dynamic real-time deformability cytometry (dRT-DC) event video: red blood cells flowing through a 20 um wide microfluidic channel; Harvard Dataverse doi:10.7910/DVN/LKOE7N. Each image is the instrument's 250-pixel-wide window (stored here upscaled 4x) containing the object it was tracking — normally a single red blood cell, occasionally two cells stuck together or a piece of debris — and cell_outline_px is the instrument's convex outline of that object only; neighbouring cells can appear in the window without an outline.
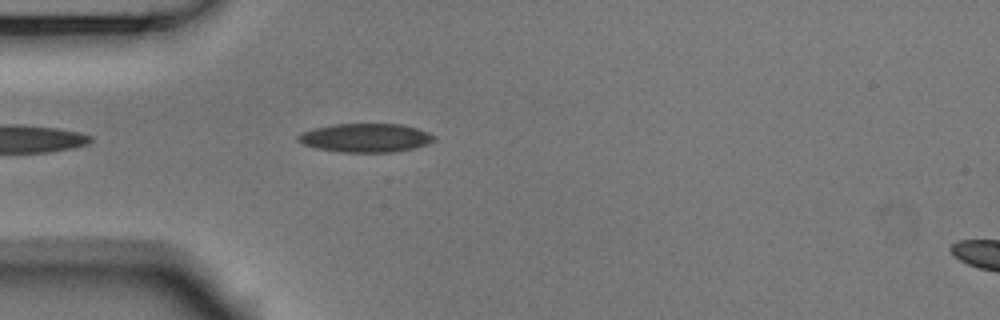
{"species": "Egyptian fruit bat (a non-hibernating species)", "species_latin": "Rousettus aegyptiacus", "temperature_condition": "room temperature", "stored_images_in_passage": 9, "camera_frame_rate_fps": 3000, "um_per_image_px": 0.085, "animal": {"sex": "male"}, "frame": {"image": 1, "passage_image": 2, "time_ms": 0.333, "image_size_px": [1000, 320], "cell_outline_px": [[436, 140], [428, 144], [416, 148], [392, 152], [340, 152], [316, 148], [304, 144], [296, 140], [296, 136], [300, 132], [312, 128], [332, 124], [400, 124], [416, 128], [428, 132], [436, 136]], "centroid_in_image_um": [31.06, 11.71], "position_along_channel_um": 53.9, "area_um2": 23.0}}
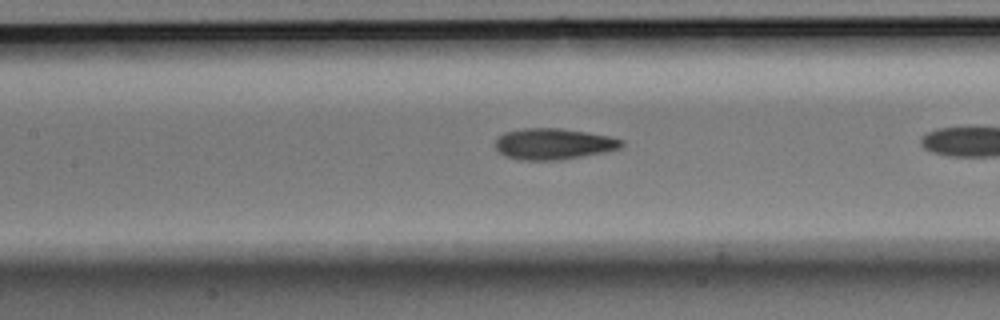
{"frame": {"image": 2, "passage_image": 8, "time_ms": 2.333, "image_size_px": [1000, 320], "cell_outline_px": [[624, 144], [620, 148], [604, 152], [556, 160], [516, 160], [504, 156], [496, 148], [496, 136], [504, 132], [524, 128], [560, 128], [608, 136], [624, 140]], "centroid_in_image_um": [47.0, 12.23], "position_along_channel_um": 160.4, "area_um2": 22.83}}